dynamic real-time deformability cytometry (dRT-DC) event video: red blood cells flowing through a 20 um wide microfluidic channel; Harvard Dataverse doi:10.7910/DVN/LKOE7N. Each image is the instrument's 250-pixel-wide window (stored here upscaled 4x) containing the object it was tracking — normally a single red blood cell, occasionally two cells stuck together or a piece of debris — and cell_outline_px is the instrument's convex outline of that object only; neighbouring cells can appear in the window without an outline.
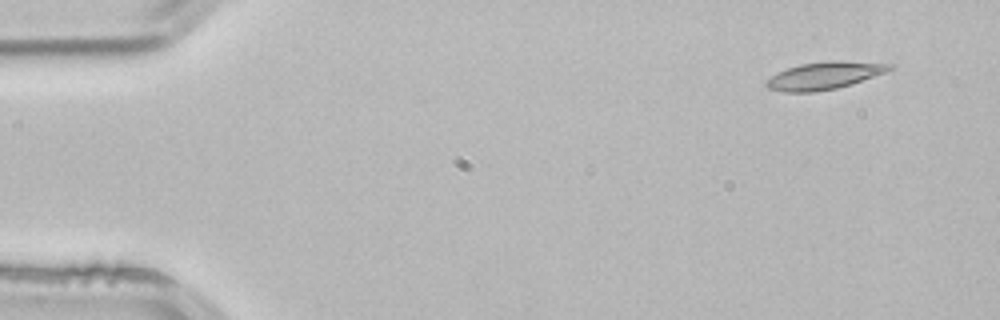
{"species": "common noctule bat (a hibernating species)", "species_latin": "Nyctalus noctula", "temperature_condition": "room temperature", "stored_images_in_passage": 3, "camera_frame_rate_fps": 3000, "um_per_image_px": 0.085, "animal": {"sex": "male", "body_mass_g": 21.5, "forearm_length_mm": 52.0}, "frame": {"image": 1, "passage_image": 1, "time_ms": 0.0, "image_size_px": [1000, 320], "cell_outline_px": [[892, 68], [884, 72], [852, 84], [836, 88], [812, 92], [784, 92], [768, 88], [764, 84], [772, 76], [788, 68], [800, 64], [824, 60], [840, 60], [892, 64]], "centroid_in_image_um": [70.06, 6.41], "position_along_channel_um": 14.9, "area_um2": 19.48}}
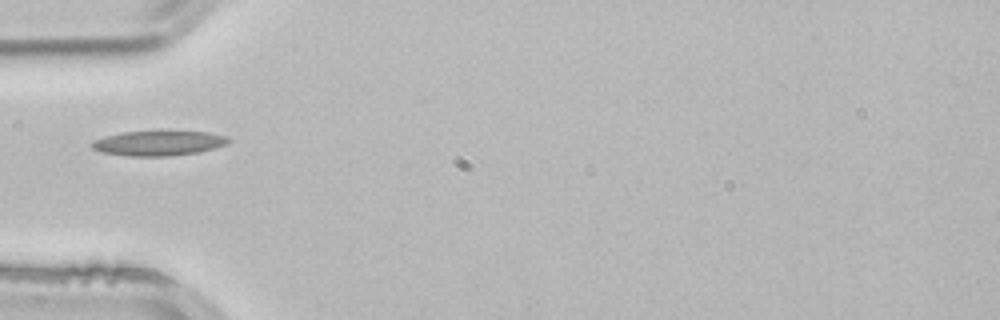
{"frame": {"image": 2, "passage_image": 3, "time_ms": 0.667, "image_size_px": [1000, 320], "cell_outline_px": [[232, 140], [228, 144], [196, 152], [172, 156], [128, 156], [100, 152], [92, 148], [88, 144], [92, 140], [124, 132], [156, 128], [168, 128], [208, 132], [228, 136]], "centroid_in_image_um": [13.49, 12.11], "position_along_channel_um": 71.5, "area_um2": 21.04}}